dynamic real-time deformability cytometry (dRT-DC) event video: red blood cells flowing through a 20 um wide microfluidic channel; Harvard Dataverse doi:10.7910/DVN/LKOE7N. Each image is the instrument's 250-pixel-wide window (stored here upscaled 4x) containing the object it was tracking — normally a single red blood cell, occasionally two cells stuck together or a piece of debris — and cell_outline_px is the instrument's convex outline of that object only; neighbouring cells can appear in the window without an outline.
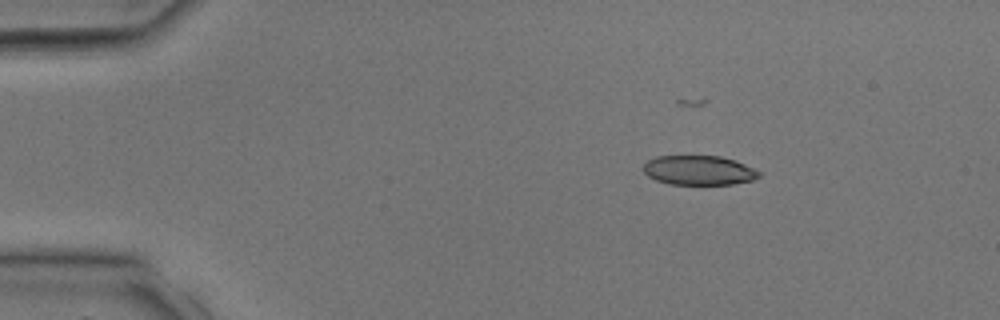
{"species": "common noctule bat (a hibernating species)", "species_latin": "Nyctalus noctula", "temperature_condition": "room temperature", "stored_images_in_passage": 36, "camera_frame_rate_fps": 3000, "um_per_image_px": 0.085, "animal": {"sex": "male", "body_mass_g": 17.9, "forearm_length_mm": 54.2}, "frame": {"image": 1, "passage_image": 7, "time_ms": 2.0, "image_size_px": [1000, 320], "cell_outline_px": [[760, 176], [752, 180], [732, 184], [672, 184], [656, 180], [648, 176], [644, 172], [644, 164], [648, 160], [656, 156], [720, 156], [736, 160], [760, 172]], "centroid_in_image_um": [59.4, 14.47], "position_along_channel_um": 25.6, "area_um2": 19.71}}
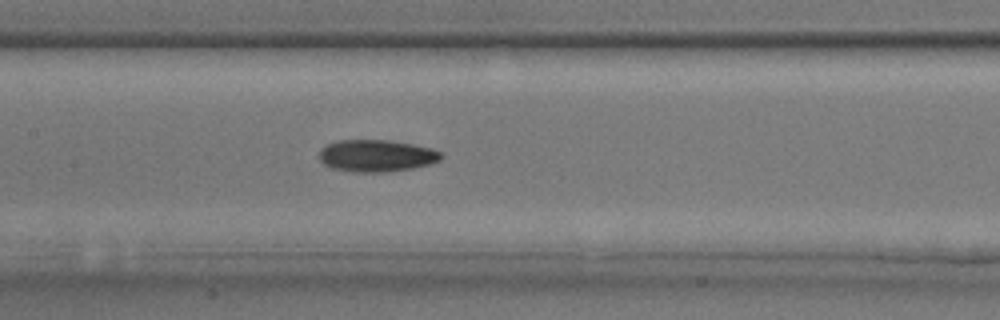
{"frame": {"image": 2, "passage_image": 18, "time_ms": 5.667, "image_size_px": [1000, 320], "cell_outline_px": [[444, 156], [440, 160], [428, 164], [412, 168], [388, 172], [360, 172], [332, 168], [324, 164], [320, 160], [320, 148], [328, 144], [340, 140], [388, 140], [412, 144], [432, 148], [440, 152]], "centroid_in_image_um": [32.01, 13.23], "position_along_channel_um": 175.4, "area_um2": 22.6}}
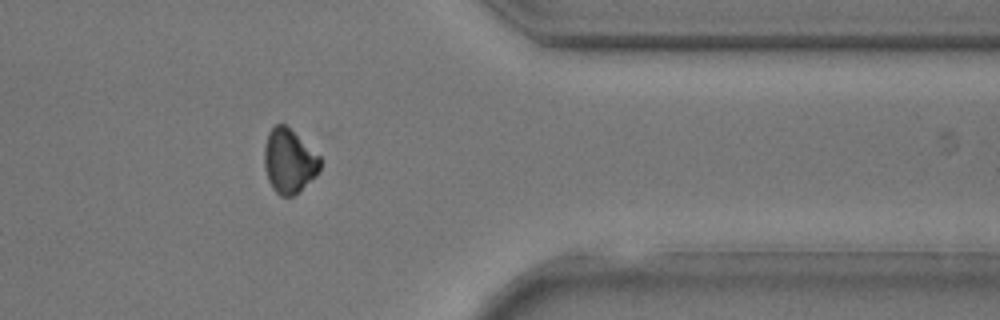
{"frame": {"image": 3, "passage_image": 29, "time_ms": 9.333, "image_size_px": [1000, 320], "cell_outline_px": [[320, 168], [316, 176], [300, 192], [292, 196], [280, 196], [272, 188], [268, 180], [264, 168], [264, 148], [268, 132], [276, 124], [284, 124], [320, 156]], "centroid_in_image_um": [24.56, 13.73], "position_along_channel_um": 386.8, "area_um2": 20.87}}